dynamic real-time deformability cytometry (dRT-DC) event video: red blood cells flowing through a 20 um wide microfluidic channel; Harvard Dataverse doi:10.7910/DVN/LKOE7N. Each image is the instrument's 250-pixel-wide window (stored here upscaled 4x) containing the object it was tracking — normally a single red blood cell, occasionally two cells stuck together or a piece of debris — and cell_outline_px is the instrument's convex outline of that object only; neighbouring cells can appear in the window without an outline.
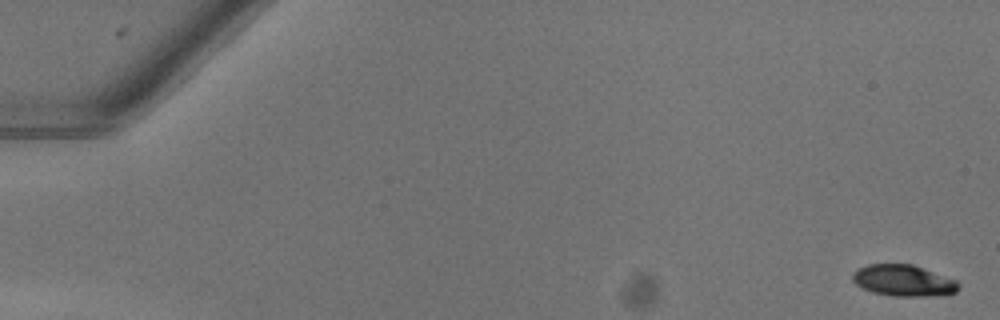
{"species": "common noctule bat (a hibernating species)", "species_latin": "Nyctalus noctula", "temperature_condition": "warm", "stored_images_in_passage": 46, "camera_frame_rate_fps": 3000, "um_per_image_px": 0.085, "animal": {"sex": "female"}, "frame": {"image": 1, "passage_image": 1, "time_ms": 0.0, "image_size_px": [1000, 320], "cell_outline_px": [[960, 288], [956, 292], [932, 296], [892, 296], [872, 292], [856, 284], [852, 280], [852, 272], [868, 264], [912, 264], [956, 280], [960, 284]], "centroid_in_image_um": [76.79, 23.85], "position_along_channel_um": 8.2, "area_um2": 19.31}}
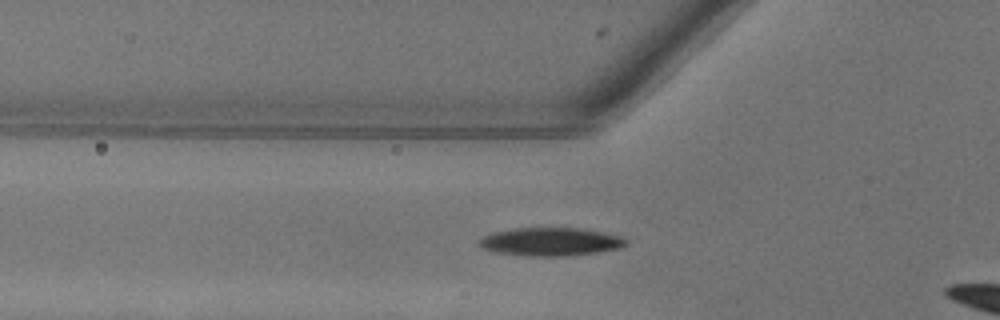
{"frame": {"image": 2, "passage_image": 19, "time_ms": 6.0, "image_size_px": [1000, 320], "cell_outline_px": [[628, 244], [620, 248], [596, 252], [568, 256], [528, 256], [500, 252], [484, 248], [476, 244], [476, 240], [484, 236], [496, 232], [516, 228], [584, 228], [624, 236]], "centroid_in_image_um": [46.85, 20.54], "position_along_channel_um": 78.9, "area_um2": 24.16}}
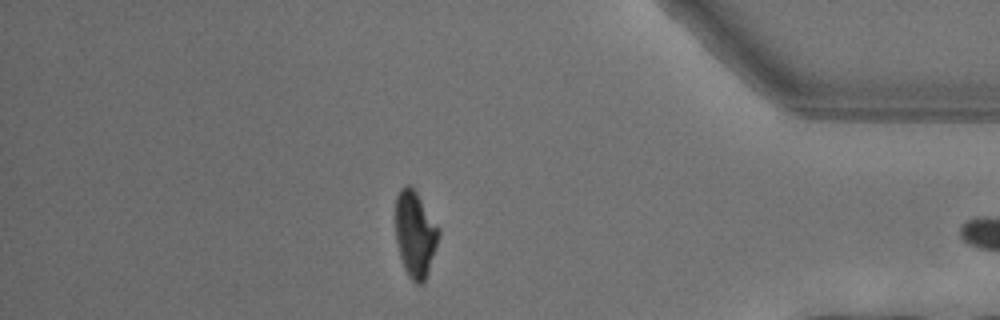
{"frame": {"image": 3, "passage_image": 45, "time_ms": 14.667, "image_size_px": [1000, 320], "cell_outline_px": [[440, 232], [428, 272], [424, 284], [416, 284], [408, 276], [404, 268], [396, 244], [396, 196], [400, 188], [404, 184], [408, 184], [416, 192], [440, 228]], "centroid_in_image_um": [35.28, 19.9], "position_along_channel_um": 399.9, "area_um2": 21.62}}